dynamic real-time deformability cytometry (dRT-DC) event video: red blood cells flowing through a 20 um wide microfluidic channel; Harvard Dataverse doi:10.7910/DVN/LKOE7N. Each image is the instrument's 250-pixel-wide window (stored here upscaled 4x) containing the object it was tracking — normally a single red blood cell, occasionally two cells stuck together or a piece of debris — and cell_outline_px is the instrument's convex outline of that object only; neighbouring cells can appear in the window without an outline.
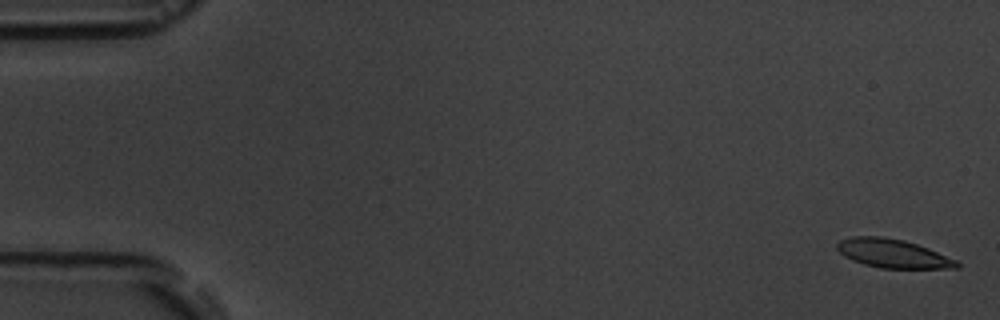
{"species": "common noctule bat (a hibernating species)", "species_latin": "Nyctalus noctula", "temperature_condition": "room temperature", "stored_images_in_passage": 7, "camera_frame_rate_fps": 3000, "um_per_image_px": 0.085, "animal": {"sex": "male", "body_mass_g": 19.5, "forearm_length_mm": 54.6}, "frame": {"image": 1, "passage_image": 1, "time_ms": 0.0, "image_size_px": [1000, 320], "cell_outline_px": [[960, 268], [880, 268], [864, 264], [852, 260], [844, 256], [836, 248], [836, 244], [840, 240], [852, 236], [880, 236], [904, 240], [928, 248], [960, 260]], "centroid_in_image_um": [75.93, 21.55], "position_along_channel_um": 9.1, "area_um2": 20.17}}
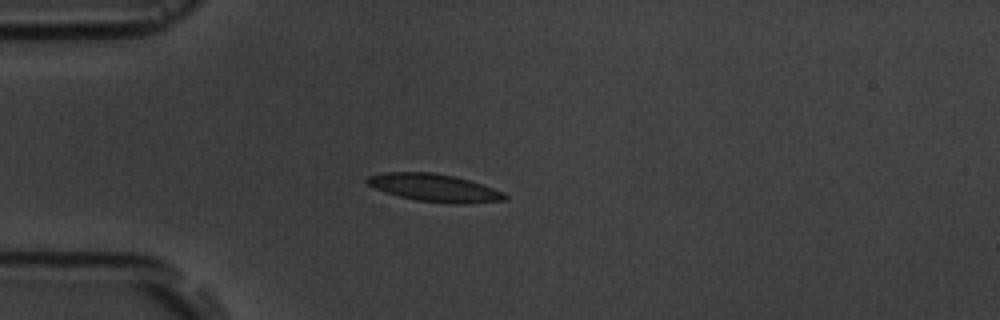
{"frame": {"image": 2, "passage_image": 5, "time_ms": 4.667, "image_size_px": [1000, 320], "cell_outline_px": [[508, 200], [460, 204], [444, 204], [416, 200], [400, 196], [376, 188], [368, 184], [364, 180], [368, 176], [388, 172], [432, 172], [456, 176], [504, 192], [508, 196]], "centroid_in_image_um": [36.97, 15.97], "position_along_channel_um": 48.0, "area_um2": 22.14}}
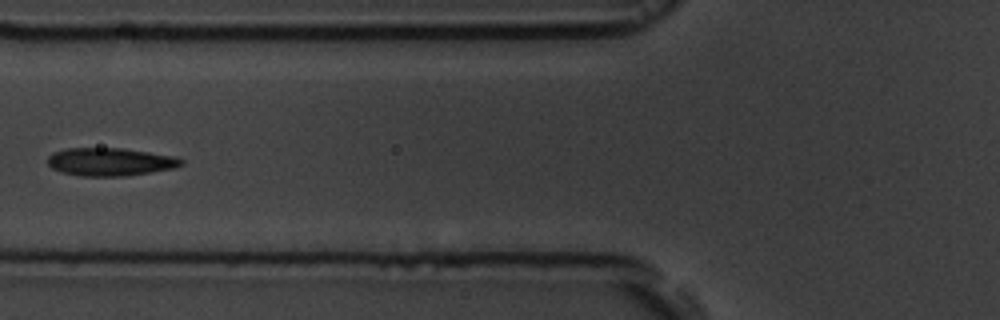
{"frame": {"image": 3, "passage_image": 7, "time_ms": 7.0, "image_size_px": [1000, 320], "cell_outline_px": [[184, 164], [176, 168], [124, 176], [80, 176], [60, 172], [52, 168], [48, 164], [48, 156], [52, 152], [64, 148], [124, 148], [176, 156], [184, 160]], "centroid_in_image_um": [9.37, 13.75], "position_along_channel_um": 116.4, "area_um2": 22.08}}